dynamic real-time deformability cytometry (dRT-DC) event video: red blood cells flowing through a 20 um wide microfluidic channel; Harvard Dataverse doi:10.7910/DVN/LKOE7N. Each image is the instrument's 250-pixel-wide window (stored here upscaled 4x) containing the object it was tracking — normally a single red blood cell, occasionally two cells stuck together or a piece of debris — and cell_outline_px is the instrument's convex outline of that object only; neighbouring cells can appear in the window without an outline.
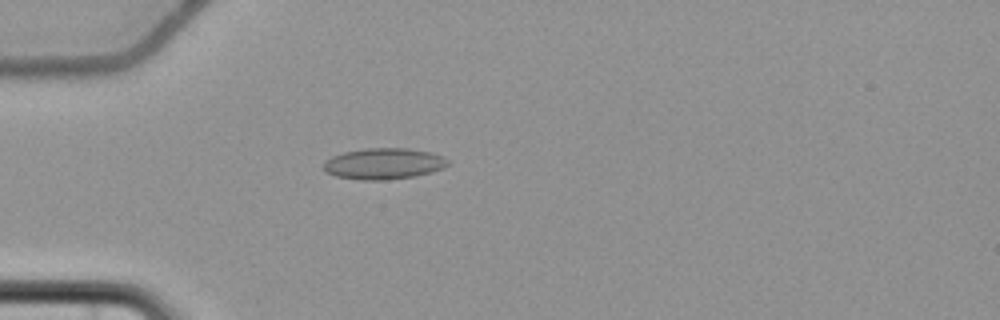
{"species": "common noctule bat (a hibernating species)", "species_latin": "Nyctalus noctula", "temperature_condition": "cold", "stored_images_in_passage": 5, "camera_frame_rate_fps": 3000, "um_per_image_px": 0.085, "animal": {"sex": "female", "body_mass_g": 22.7, "forearm_length_mm": 54.2}, "frame": {"image": 1, "passage_image": 5, "time_ms": 5.333, "image_size_px": [1000, 320], "cell_outline_px": [[448, 164], [444, 168], [432, 172], [412, 176], [384, 180], [360, 180], [336, 176], [324, 172], [324, 160], [332, 156], [344, 152], [368, 148], [408, 148], [432, 152], [444, 156], [448, 160]], "centroid_in_image_um": [32.62, 13.91], "position_along_channel_um": 52.4, "area_um2": 22.66}}